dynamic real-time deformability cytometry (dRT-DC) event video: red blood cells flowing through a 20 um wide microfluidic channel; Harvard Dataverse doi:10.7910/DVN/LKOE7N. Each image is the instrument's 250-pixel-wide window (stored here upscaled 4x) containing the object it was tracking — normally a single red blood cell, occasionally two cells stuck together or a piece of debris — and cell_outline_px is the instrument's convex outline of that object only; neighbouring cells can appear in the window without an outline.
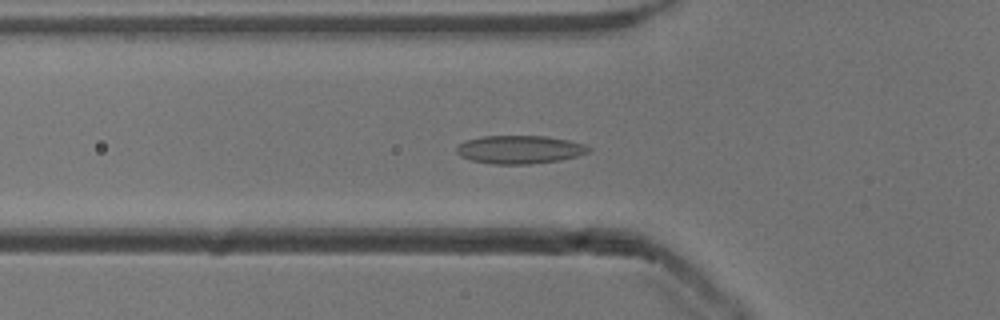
{"species": "common noctule bat (a hibernating species)", "species_latin": "Nyctalus noctula", "temperature_condition": "cold", "stored_images_in_passage": 44, "camera_frame_rate_fps": 3000, "um_per_image_px": 0.085, "animal": {"sex": "male", "body_mass_g": 13.3}, "frame": {"image": 1, "passage_image": 17, "time_ms": 5.333, "image_size_px": [1000, 320], "cell_outline_px": [[592, 148], [588, 152], [576, 156], [560, 160], [528, 164], [492, 164], [472, 160], [460, 156], [456, 152], [456, 148], [464, 140], [480, 136], [544, 136], [568, 140], [584, 144]], "centroid_in_image_um": [44.14, 12.71], "position_along_channel_um": 81.7, "area_um2": 21.68}}
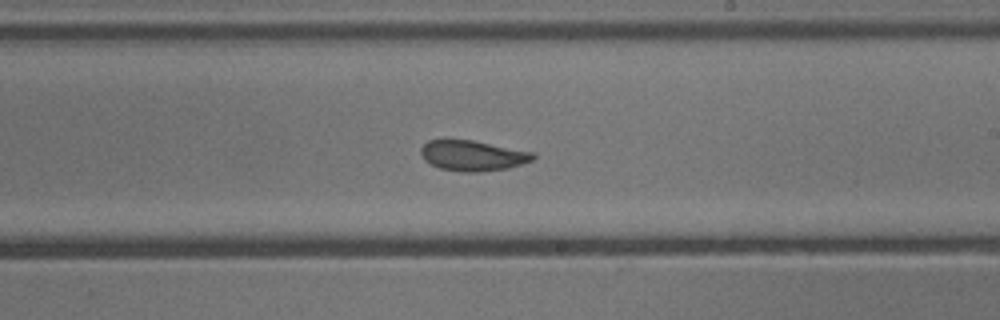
{"frame": {"image": 2, "passage_image": 30, "time_ms": 9.667, "image_size_px": [1000, 320], "cell_outline_px": [[536, 156], [532, 160], [508, 168], [480, 172], [464, 172], [440, 168], [424, 160], [420, 152], [420, 148], [428, 140], [472, 140], [532, 152]], "centroid_in_image_um": [40.15, 13.23], "position_along_channel_um": 248.8, "area_um2": 19.65}}
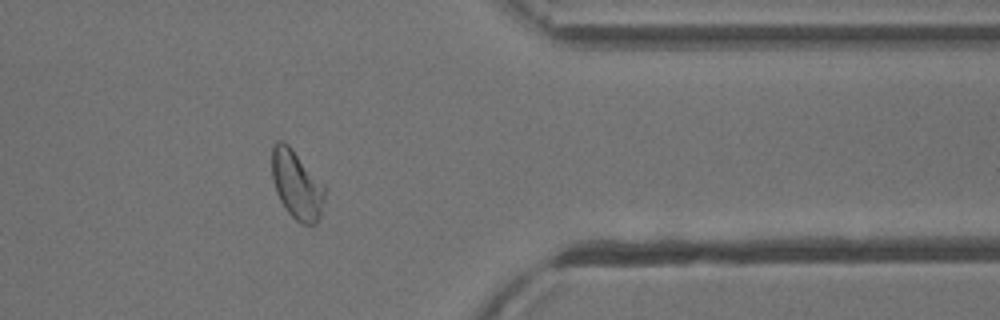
{"frame": {"image": 3, "passage_image": 42, "time_ms": 13.667, "image_size_px": [1000, 320], "cell_outline_px": [[324, 200], [320, 216], [316, 224], [300, 224], [288, 212], [280, 200], [276, 192], [272, 176], [272, 148], [276, 140], [280, 140], [288, 144], [292, 148], [324, 184]], "centroid_in_image_um": [25.22, 15.7], "position_along_channel_um": 386.2, "area_um2": 21.04}, "authors_computed_cell_mechanics": {"area_um2": 21.0681, "velocity_mm_per_s": 3.8456, "shape_relaxation_time_tau1_ms": 6.3632, "shape_relaxation_time_tau2_ms": 1.2632, "deformation_change_tau1": 0.127, "deformation_change_tau2": 0.064}}